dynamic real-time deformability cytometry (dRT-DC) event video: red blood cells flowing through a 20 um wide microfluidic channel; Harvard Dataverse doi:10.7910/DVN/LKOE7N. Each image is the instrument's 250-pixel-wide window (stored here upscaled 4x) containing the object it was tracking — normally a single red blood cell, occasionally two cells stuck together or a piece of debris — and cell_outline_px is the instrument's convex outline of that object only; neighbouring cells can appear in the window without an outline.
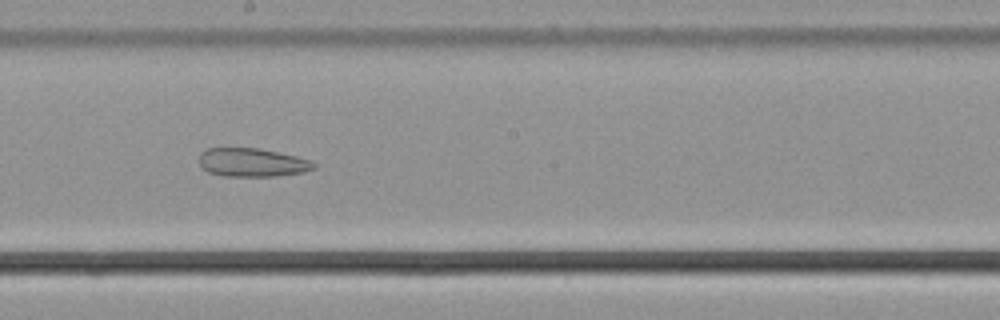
{"species": "common noctule bat (a hibernating species)", "species_latin": "Nyctalus noctula", "temperature_condition": "cold", "stored_images_in_passage": 55, "camera_frame_rate_fps": 3000, "um_per_image_px": 0.085, "animal": {"sex": "male", "body_mass_g": 21.5, "forearm_length_mm": 52.0}, "frame": {"image": 1, "passage_image": 31, "time_ms": 10.0, "image_size_px": [1000, 320], "cell_outline_px": [[316, 168], [304, 172], [276, 176], [224, 176], [208, 172], [200, 168], [200, 152], [208, 148], [260, 148], [296, 156], [312, 160], [316, 164]], "centroid_in_image_um": [21.44, 13.81], "position_along_channel_um": 226.8, "area_um2": 19.25}}
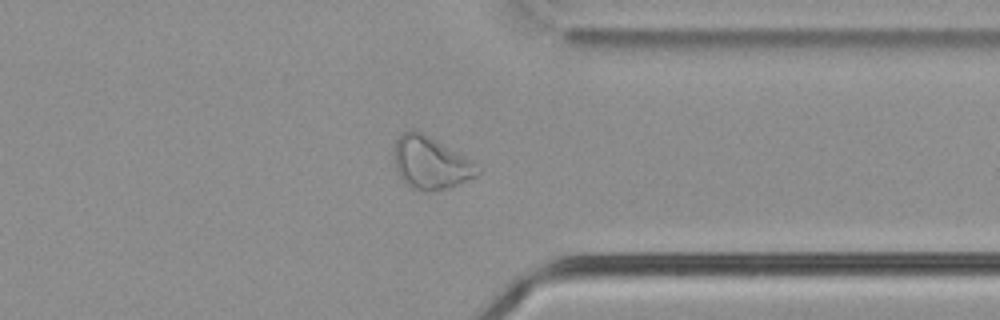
{"frame": {"image": 2, "passage_image": 43, "time_ms": 14.0, "image_size_px": [1000, 320], "cell_outline_px": [[484, 168], [476, 176], [452, 188], [432, 192], [424, 192], [412, 188], [404, 184], [400, 180], [392, 160], [392, 152], [396, 140], [400, 132], [420, 132], [436, 140]], "centroid_in_image_um": [36.57, 13.9], "position_along_channel_um": 374.8, "area_um2": 26.01}}
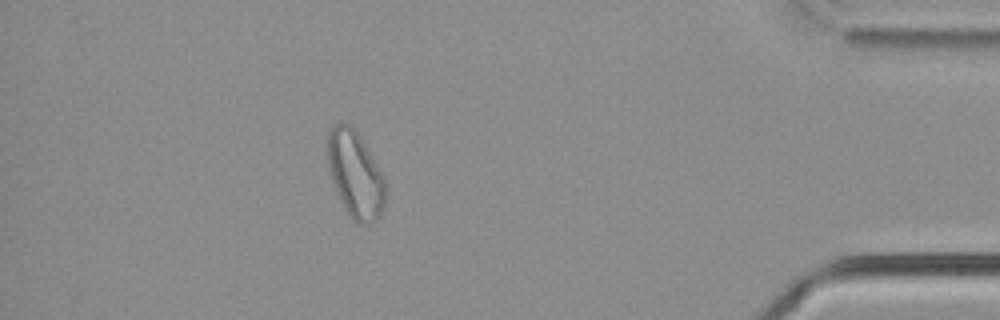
{"frame": {"image": 3, "passage_image": 49, "time_ms": 16.0, "image_size_px": [1000, 320], "cell_outline_px": [[384, 208], [380, 216], [376, 220], [368, 224], [356, 224], [352, 220], [344, 208], [340, 200], [332, 180], [328, 164], [328, 132], [332, 124], [348, 124], [360, 136], [368, 148], [384, 180]], "centroid_in_image_um": [30.19, 14.86], "position_along_channel_um": 405.0, "area_um2": 28.84}}